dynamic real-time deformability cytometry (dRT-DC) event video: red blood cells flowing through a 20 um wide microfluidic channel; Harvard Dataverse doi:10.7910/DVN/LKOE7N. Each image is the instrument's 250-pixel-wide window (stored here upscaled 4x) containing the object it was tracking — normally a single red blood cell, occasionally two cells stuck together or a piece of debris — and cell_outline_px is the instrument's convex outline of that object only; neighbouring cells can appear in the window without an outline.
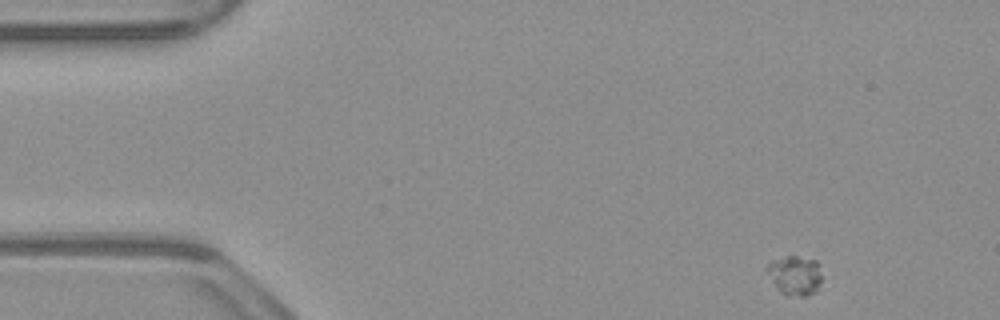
{"species": "common noctule bat (a hibernating species)", "species_latin": "Nyctalus noctula", "temperature_condition": "warm", "stored_images_in_passage": 50, "camera_frame_rate_fps": 3000, "um_per_image_px": 0.085, "animal": {"sex": "male", "body_mass_g": 23.1, "forearm_length_mm": 52.7}, "frame": {"image": 1, "passage_image": 1, "time_ms": 0.0, "image_size_px": [1000, 320], "cell_outline_px": [[824, 276], [816, 292], [808, 296], [784, 296], [776, 288], [764, 268], [768, 260], [784, 256], [796, 256], [816, 260]], "centroid_in_image_um": [67.55, 23.41], "position_along_channel_um": 17.4, "area_um2": 13.29}}
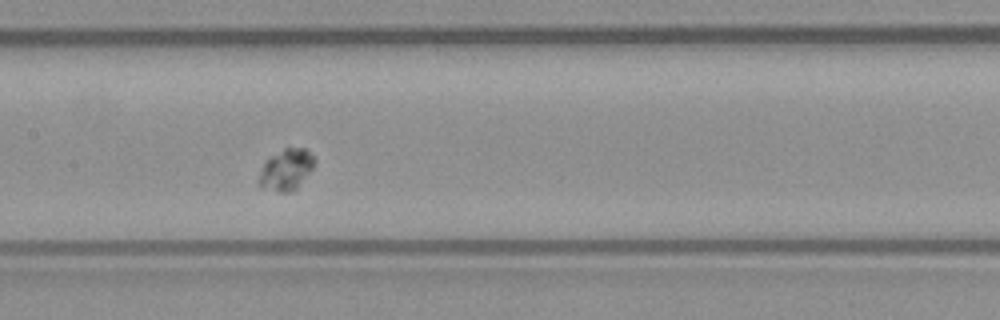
{"frame": {"image": 2, "passage_image": 22, "time_ms": 7.0, "image_size_px": [1000, 320], "cell_outline_px": [[316, 164], [296, 188], [292, 192], [280, 192], [260, 188], [260, 176], [264, 160], [284, 148], [304, 148], [316, 160]], "centroid_in_image_um": [24.33, 14.42], "position_along_channel_um": 183.1, "area_um2": 13.18}}
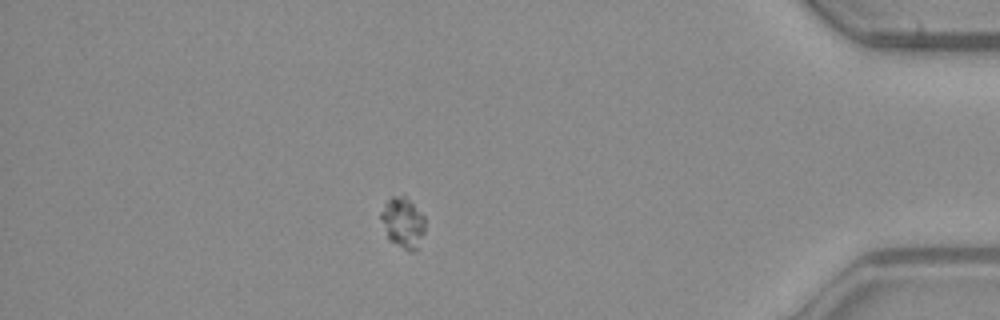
{"frame": {"image": 3, "passage_image": 43, "time_ms": 14.0, "image_size_px": [1000, 320], "cell_outline_px": [[424, 232], [416, 248], [412, 252], [408, 252], [388, 240], [380, 216], [380, 212], [384, 204], [392, 196], [404, 196], [424, 216]], "centroid_in_image_um": [34.22, 18.95], "position_along_channel_um": 401.0, "area_um2": 12.77}, "authors_computed_cell_mechanics": {"area_um2": 13.0628, "velocity_mm_per_s": 3.7914, "shape_relaxation_time_tau1_ms": 2.3888, "shape_relaxation_time_tau2_ms": null, "deformation_change_tau1": 0.0443, "deformation_change_tau2": null}}